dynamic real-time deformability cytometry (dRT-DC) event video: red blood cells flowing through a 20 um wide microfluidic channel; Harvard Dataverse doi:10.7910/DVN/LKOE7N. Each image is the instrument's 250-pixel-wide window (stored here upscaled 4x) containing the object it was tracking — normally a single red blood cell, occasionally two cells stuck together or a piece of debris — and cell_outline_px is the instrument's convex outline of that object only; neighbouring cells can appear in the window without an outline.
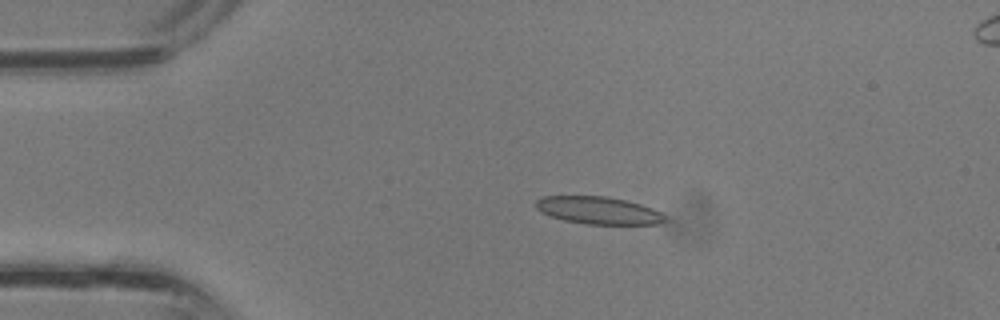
{"species": "common noctule bat (a hibernating species)", "species_latin": "Nyctalus noctula", "temperature_condition": "room temperature", "stored_images_in_passage": 37, "camera_frame_rate_fps": 3000, "um_per_image_px": 0.085, "animal": {"sex": "male", "body_mass_g": 13.3}, "frame": {"image": 1, "passage_image": 8, "time_ms": 2.333, "image_size_px": [1000, 320], "cell_outline_px": [[672, 220], [660, 224], [588, 224], [564, 220], [540, 212], [536, 208], [536, 200], [544, 196], [604, 196], [624, 200], [640, 204], [652, 208], [668, 216]], "centroid_in_image_um": [50.94, 17.89], "position_along_channel_um": 34.1, "area_um2": 20.75}}
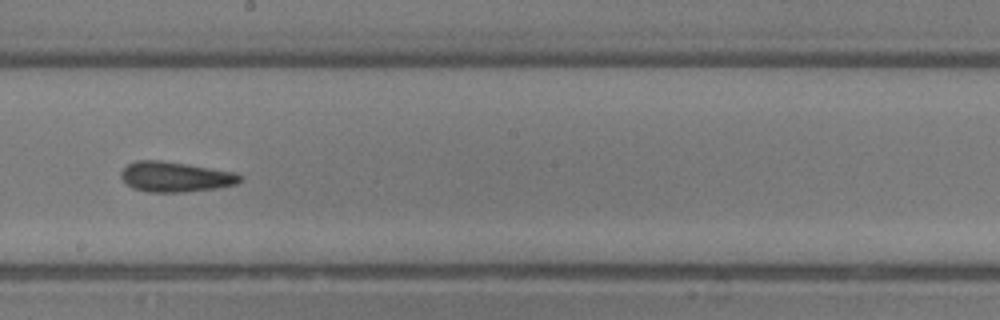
{"frame": {"image": 2, "passage_image": 21, "time_ms": 6.667, "image_size_px": [1000, 320], "cell_outline_px": [[244, 180], [236, 184], [216, 188], [184, 192], [148, 192], [132, 188], [120, 176], [120, 172], [128, 164], [136, 160], [160, 160], [236, 172], [244, 176]], "centroid_in_image_um": [14.93, 15.03], "position_along_channel_um": 233.3, "area_um2": 20.98}}
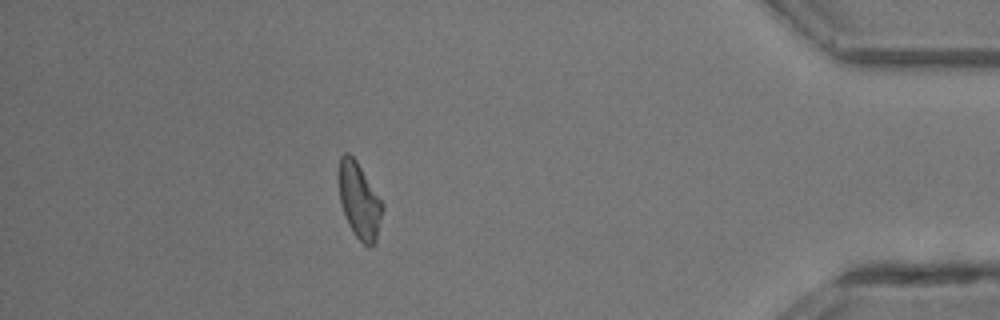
{"frame": {"image": 3, "passage_image": 33, "time_ms": 10.667, "image_size_px": [1000, 320], "cell_outline_px": [[384, 208], [376, 244], [368, 248], [356, 236], [348, 224], [344, 216], [340, 204], [336, 172], [340, 156], [344, 152], [348, 152], [356, 160], [384, 204]], "centroid_in_image_um": [30.51, 17.04], "position_along_channel_um": 404.7, "area_um2": 20.0}}